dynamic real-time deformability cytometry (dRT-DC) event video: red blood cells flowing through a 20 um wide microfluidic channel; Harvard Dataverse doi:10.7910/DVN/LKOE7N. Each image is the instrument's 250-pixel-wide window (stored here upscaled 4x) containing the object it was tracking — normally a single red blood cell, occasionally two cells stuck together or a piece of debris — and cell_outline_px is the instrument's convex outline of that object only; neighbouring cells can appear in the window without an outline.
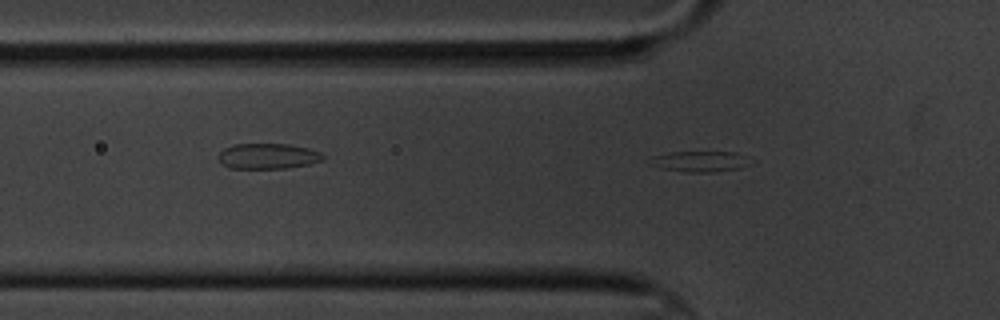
{"species": "common noctule bat (a hibernating species)", "species_latin": "Nyctalus noctula", "temperature_condition": "cold", "stored_images_in_passage": 7, "segment_of_instrument_passage": [2, 2], "camera_frame_rate_fps": 3000, "um_per_image_px": 0.085, "animal": {"sex": "male", "body_mass_g": 20.1, "forearm_length_mm": 53.5}, "frame": {"image": 1, "passage_image": 7, "time_ms": 7.333, "image_size_px": [1000, 320], "cell_outline_px": [[752, 164], [740, 168], [712, 172], [688, 172], [660, 168], [648, 164], [648, 160], [652, 156], [668, 152], [736, 152], [744, 156]], "centroid_in_image_um": [59.44, 13.72], "position_along_channel_um": 66.4, "area_um2": 12.2}}